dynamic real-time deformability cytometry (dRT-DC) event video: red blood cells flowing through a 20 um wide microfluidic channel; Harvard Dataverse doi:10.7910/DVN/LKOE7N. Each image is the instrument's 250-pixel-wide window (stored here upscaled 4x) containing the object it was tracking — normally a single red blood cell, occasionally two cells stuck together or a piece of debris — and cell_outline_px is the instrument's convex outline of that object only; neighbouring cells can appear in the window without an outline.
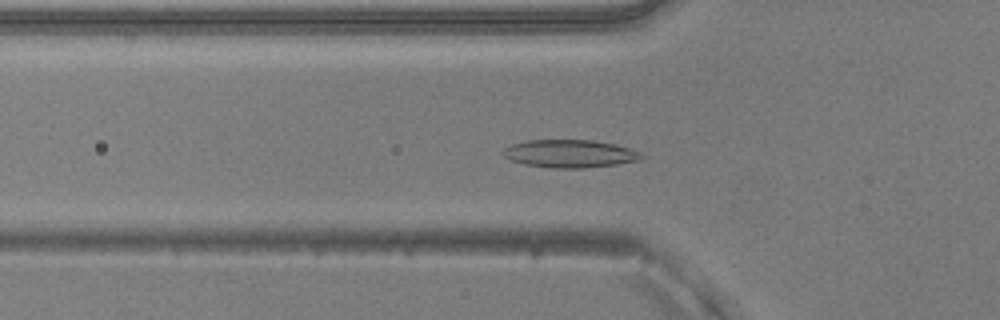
{"species": "common noctule bat (a hibernating species)", "species_latin": "Nyctalus noctula", "temperature_condition": "warm", "stored_images_in_passage": 49, "camera_frame_rate_fps": 3000, "um_per_image_px": 0.085, "animal": {"sex": "male", "body_mass_g": 20.5, "forearm_length_mm": 52.5}, "frame": {"image": 1, "passage_image": 15, "time_ms": 4.667, "image_size_px": [1000, 320], "cell_outline_px": [[644, 156], [640, 160], [616, 164], [584, 168], [552, 168], [524, 164], [512, 160], [504, 156], [500, 152], [504, 148], [512, 144], [528, 140], [592, 140], [616, 144], [640, 152]], "centroid_in_image_um": [48.42, 13.06], "position_along_channel_um": 77.4, "area_um2": 22.43}}
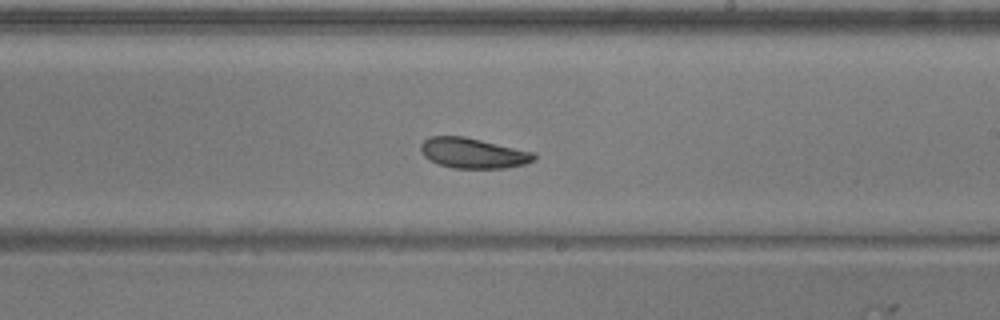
{"frame": {"image": 2, "passage_image": 28, "time_ms": 9.0, "image_size_px": [1000, 320], "cell_outline_px": [[536, 160], [524, 164], [504, 168], [452, 168], [440, 164], [424, 156], [420, 148], [420, 144], [428, 136], [464, 136], [536, 152]], "centroid_in_image_um": [40.24, 13.0], "position_along_channel_um": 248.8, "area_um2": 20.06}}
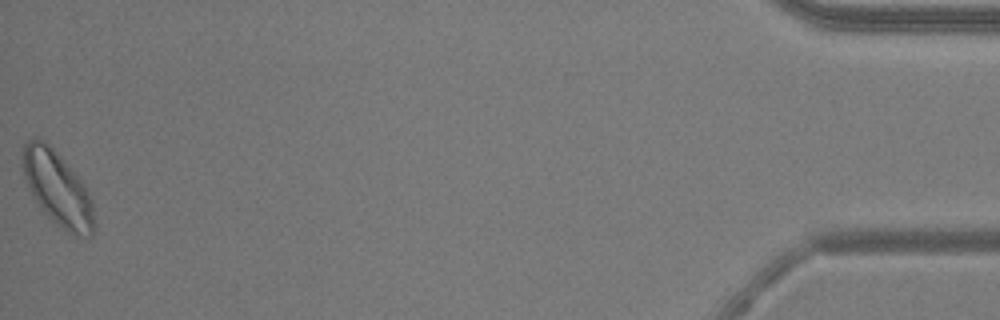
{"frame": {"image": 3, "passage_image": 49, "time_ms": 16.0, "image_size_px": [1000, 320], "cell_outline_px": [[92, 236], [72, 236], [56, 224], [40, 208], [24, 176], [20, 160], [24, 144], [28, 140], [36, 136], [44, 140], [56, 152], [84, 184], [92, 200]], "centroid_in_image_um": [4.85, 16.0], "position_along_channel_um": 430.4, "area_um2": 30.52}, "authors_computed_cell_mechanics": {"area_um2": 21.9062, "velocity_mm_per_s": 3.943, "shape_relaxation_time_tau1_ms": 3.7795, "shape_relaxation_time_tau2_ms": 8.4185, "deformation_change_tau1": 0.1036, "deformation_change_tau2": 0.1533}}